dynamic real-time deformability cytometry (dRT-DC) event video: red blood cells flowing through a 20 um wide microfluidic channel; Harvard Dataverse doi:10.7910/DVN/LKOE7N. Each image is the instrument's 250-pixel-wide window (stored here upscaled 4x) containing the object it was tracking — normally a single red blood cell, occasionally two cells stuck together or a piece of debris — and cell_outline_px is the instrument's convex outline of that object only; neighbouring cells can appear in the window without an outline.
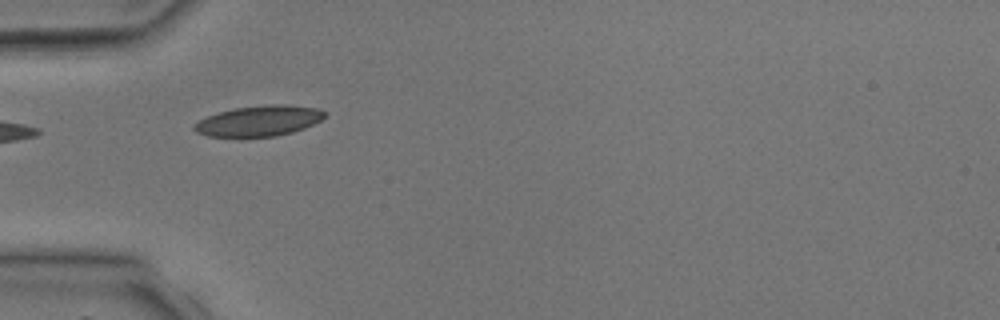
{"species": "common noctule bat (a hibernating species)", "species_latin": "Nyctalus noctula", "temperature_condition": "room temperature", "stored_images_in_passage": 4, "camera_frame_rate_fps": 3000, "um_per_image_px": 0.085, "animal": {"sex": "male", "body_mass_g": 17.9, "forearm_length_mm": 54.2}, "frame": {"image": 1, "passage_image": 3, "time_ms": 3.333, "image_size_px": [1000, 320], "cell_outline_px": [[328, 112], [320, 120], [304, 128], [292, 132], [276, 136], [208, 136], [196, 132], [192, 128], [192, 124], [208, 116], [220, 112], [236, 108], [272, 104], [288, 104], [316, 108]], "centroid_in_image_um": [22.02, 10.27], "position_along_channel_um": 63.0, "area_um2": 22.95}}